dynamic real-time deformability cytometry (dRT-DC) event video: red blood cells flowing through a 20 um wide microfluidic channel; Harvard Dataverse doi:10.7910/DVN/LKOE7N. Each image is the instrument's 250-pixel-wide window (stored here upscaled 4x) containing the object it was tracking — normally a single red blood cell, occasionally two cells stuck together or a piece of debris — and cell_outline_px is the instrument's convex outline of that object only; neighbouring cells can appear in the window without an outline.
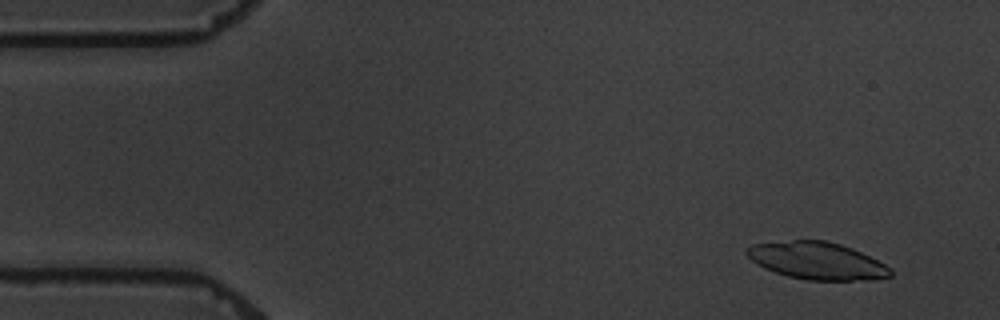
{"species": "common noctule bat (a hibernating species)", "species_latin": "Nyctalus noctula", "temperature_condition": "warm", "stored_images_in_passage": 4, "camera_frame_rate_fps": 3000, "um_per_image_px": 0.085, "animal": {"sex": "male", "body_mass_g": 19.5, "forearm_length_mm": 54.6}, "frame": {"image": 1, "passage_image": 1, "time_ms": 0.0, "image_size_px": [1000, 320], "cell_outline_px": [[892, 276], [864, 280], [808, 280], [788, 276], [764, 268], [756, 264], [744, 252], [744, 248], [752, 244], [792, 240], [824, 240], [840, 244], [852, 248], [892, 268]], "centroid_in_image_um": [69.41, 22.16], "position_along_channel_um": 15.6, "area_um2": 31.1}}